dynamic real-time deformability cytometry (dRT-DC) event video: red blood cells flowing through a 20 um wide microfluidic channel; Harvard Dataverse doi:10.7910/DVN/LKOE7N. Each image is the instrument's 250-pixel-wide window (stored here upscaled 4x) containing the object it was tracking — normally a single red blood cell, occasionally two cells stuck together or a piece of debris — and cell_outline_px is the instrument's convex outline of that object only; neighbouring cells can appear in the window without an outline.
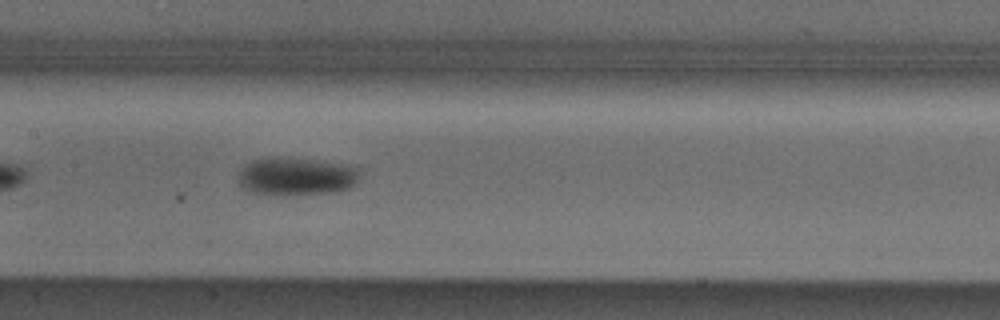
{"species": "Egyptian fruit bat (a non-hibernating species)", "species_latin": "Rousettus aegyptiacus", "temperature_condition": "cold", "stored_images_in_passage": 40, "camera_frame_rate_fps": 3000, "um_per_image_px": 0.085, "animal": {"sex": "male"}, "frame": {"image": 1, "passage_image": 12, "time_ms": 3.667, "image_size_px": [1000, 320], "cell_outline_px": [[356, 180], [348, 188], [332, 192], [252, 192], [244, 188], [240, 184], [240, 172], [252, 160], [308, 160], [340, 164], [356, 168]], "centroid_in_image_um": [25.18, 14.99], "position_along_channel_um": 182.2, "area_um2": 24.16}}